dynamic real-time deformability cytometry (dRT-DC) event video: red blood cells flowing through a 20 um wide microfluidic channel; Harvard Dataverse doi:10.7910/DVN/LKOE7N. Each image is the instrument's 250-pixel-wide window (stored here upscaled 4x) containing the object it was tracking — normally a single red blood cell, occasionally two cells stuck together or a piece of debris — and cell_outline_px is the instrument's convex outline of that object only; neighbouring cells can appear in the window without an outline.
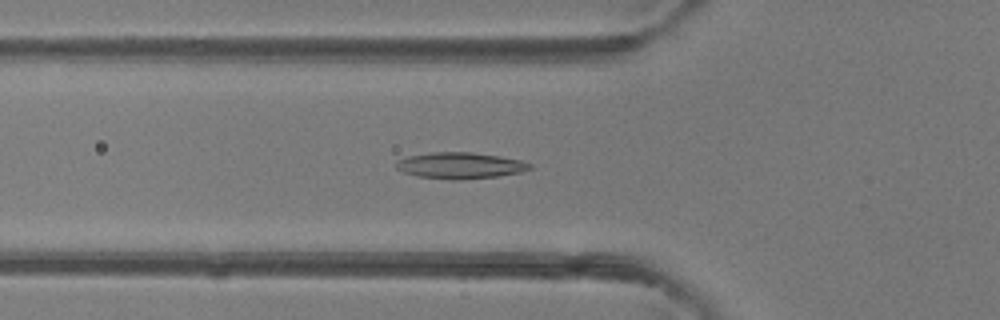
{"species": "common noctule bat (a hibernating species)", "species_latin": "Nyctalus noctula", "temperature_condition": "room temperature", "stored_images_in_passage": 48, "camera_frame_rate_fps": 3000, "um_per_image_px": 0.085, "animal": {"sex": "female"}, "frame": {"image": 1, "passage_image": 17, "time_ms": 5.333, "image_size_px": [1000, 320], "cell_outline_px": [[532, 168], [520, 172], [500, 176], [460, 180], [452, 180], [416, 176], [404, 172], [396, 168], [396, 160], [408, 156], [432, 152], [472, 152], [500, 156], [520, 160], [532, 164]], "centroid_in_image_um": [39.11, 14.07], "position_along_channel_um": 86.7, "area_um2": 20.58}}
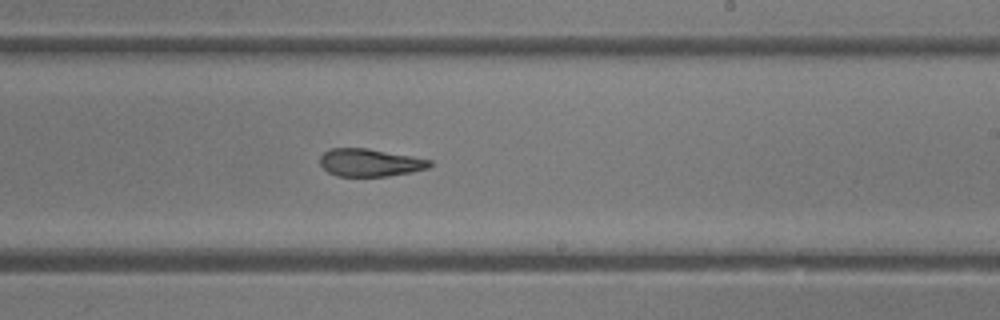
{"frame": {"image": 2, "passage_image": 29, "time_ms": 9.333, "image_size_px": [1000, 320], "cell_outline_px": [[432, 164], [428, 168], [412, 172], [388, 176], [336, 176], [328, 172], [320, 164], [320, 156], [324, 152], [332, 148], [368, 148], [412, 156], [432, 160]], "centroid_in_image_um": [31.45, 13.82], "position_along_channel_um": 257.5, "area_um2": 17.74}}
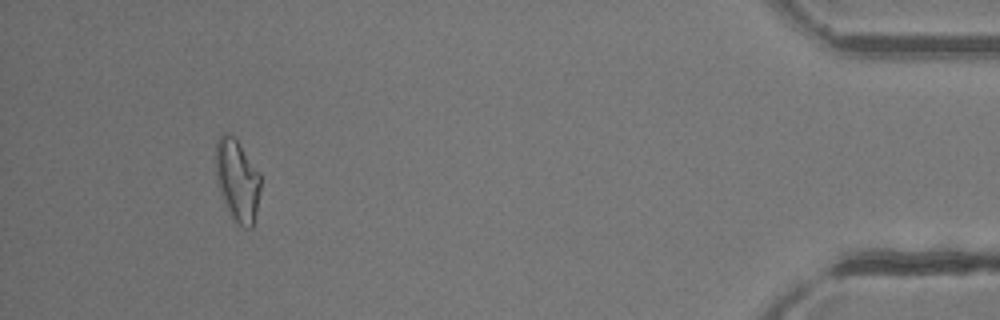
{"frame": {"image": 3, "passage_image": 45, "time_ms": 14.667, "image_size_px": [1000, 320], "cell_outline_px": [[260, 188], [256, 212], [252, 228], [244, 228], [232, 220], [220, 192], [216, 176], [216, 140], [220, 132], [224, 132], [232, 136], [240, 144], [260, 172]], "centroid_in_image_um": [20.16, 15.32], "position_along_channel_um": 415.0, "area_um2": 21.5}, "authors_computed_cell_mechanics": {"area_um2": 19.7676, "velocity_mm_per_s": 4.2539, "shape_relaxation_time_tau1_ms": null, "shape_relaxation_time_tau2_ms": 2.3719, "deformation_change_tau1": null, "deformation_change_tau2": 0.1057}}